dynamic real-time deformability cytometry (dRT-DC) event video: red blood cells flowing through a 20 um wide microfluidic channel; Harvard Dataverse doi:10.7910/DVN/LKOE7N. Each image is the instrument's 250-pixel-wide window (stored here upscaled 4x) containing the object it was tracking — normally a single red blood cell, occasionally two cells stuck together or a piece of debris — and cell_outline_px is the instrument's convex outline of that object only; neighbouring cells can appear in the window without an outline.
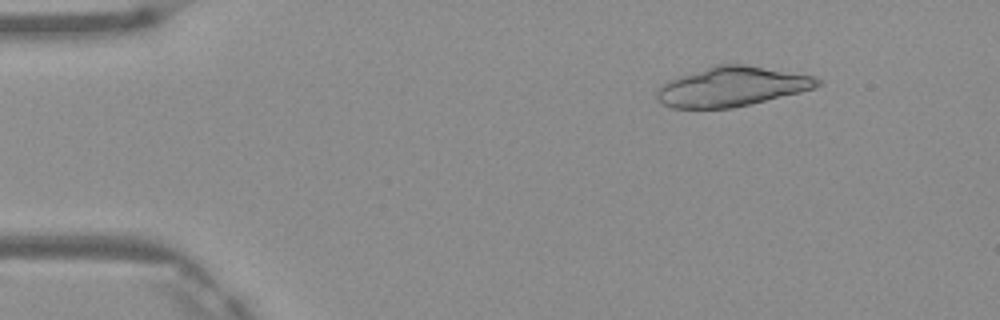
{"species": "Egyptian fruit bat (a non-hibernating species)", "species_latin": "Rousettus aegyptiacus", "temperature_condition": "warm", "stored_images_in_passage": 3, "camera_frame_rate_fps": 3000, "um_per_image_px": 0.085, "frame": {"image": 1, "passage_image": 1, "time_ms": 0.0, "image_size_px": [1000, 320], "cell_outline_px": [[820, 84], [812, 88], [800, 92], [732, 108], [672, 108], [656, 100], [656, 88], [676, 76], [716, 64], [744, 64], [812, 76], [820, 80]], "centroid_in_image_um": [62.12, 7.36], "position_along_channel_um": 22.9, "area_um2": 36.82}}